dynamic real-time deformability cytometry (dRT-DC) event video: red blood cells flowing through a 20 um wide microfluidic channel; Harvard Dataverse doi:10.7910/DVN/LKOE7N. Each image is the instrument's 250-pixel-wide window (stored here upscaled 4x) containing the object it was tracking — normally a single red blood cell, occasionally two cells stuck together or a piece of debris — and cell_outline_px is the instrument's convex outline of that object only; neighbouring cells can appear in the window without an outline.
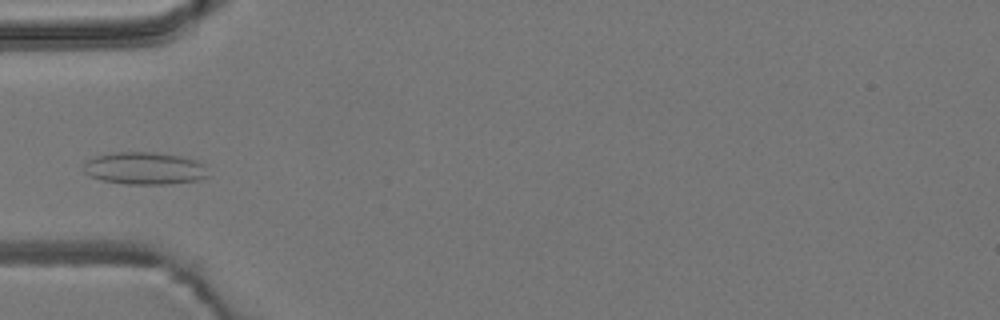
{"species": "common noctule bat (a hibernating species)", "species_latin": "Nyctalus noctula", "temperature_condition": "room temperature", "stored_images_in_passage": 38, "camera_frame_rate_fps": 3000, "um_per_image_px": 0.085, "animal": {"sex": "male", "body_mass_g": 19.2, "forearm_length_mm": 51.8}, "frame": {"image": 1, "passage_image": 1, "time_ms": 0.0, "image_size_px": [1000, 320], "cell_outline_px": [[208, 176], [196, 180], [164, 184], [128, 184], [100, 180], [84, 172], [84, 164], [88, 160], [96, 156], [116, 152], [152, 152], [180, 156], [196, 160], [204, 164]], "centroid_in_image_um": [12.28, 14.3], "position_along_channel_um": 72.7, "area_um2": 23.24}}
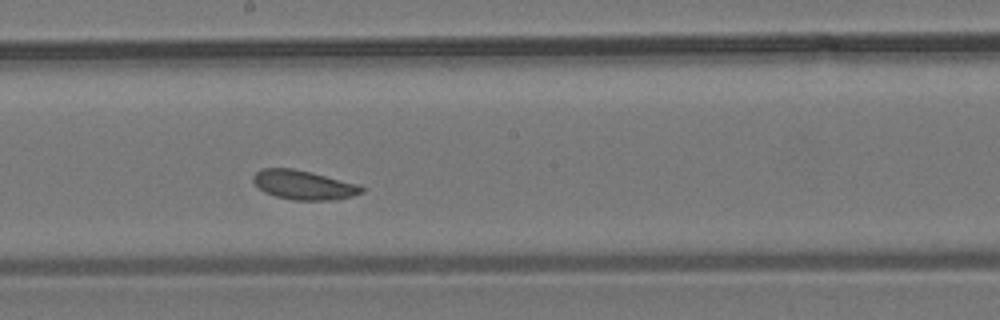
{"frame": {"image": 2, "passage_image": 13, "time_ms": 4.0, "image_size_px": [1000, 320], "cell_outline_px": [[364, 192], [352, 196], [336, 200], [292, 200], [276, 196], [264, 192], [252, 180], [252, 176], [260, 168], [292, 168], [360, 184], [364, 188]], "centroid_in_image_um": [25.82, 15.72], "position_along_channel_um": 222.4, "area_um2": 18.5}}
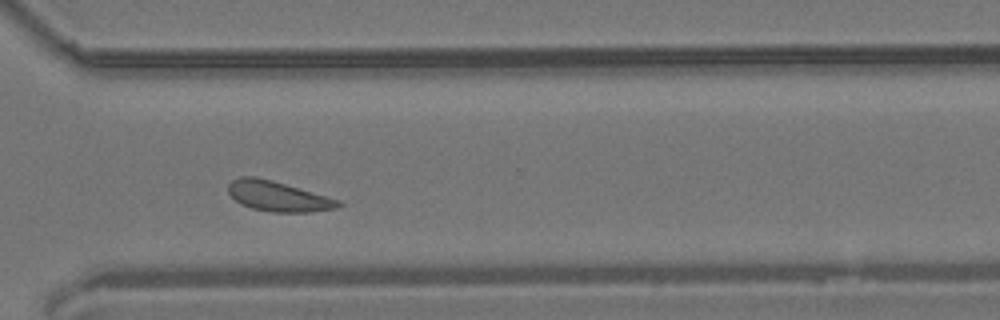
{"frame": {"image": 3, "passage_image": 23, "time_ms": 7.333, "image_size_px": [1000, 320], "cell_outline_px": [[344, 204], [336, 208], [312, 212], [272, 212], [252, 208], [240, 204], [228, 192], [228, 184], [232, 180], [240, 176], [256, 176], [272, 180], [340, 200]], "centroid_in_image_um": [23.63, 16.68], "position_along_channel_um": 347.0, "area_um2": 19.31}}